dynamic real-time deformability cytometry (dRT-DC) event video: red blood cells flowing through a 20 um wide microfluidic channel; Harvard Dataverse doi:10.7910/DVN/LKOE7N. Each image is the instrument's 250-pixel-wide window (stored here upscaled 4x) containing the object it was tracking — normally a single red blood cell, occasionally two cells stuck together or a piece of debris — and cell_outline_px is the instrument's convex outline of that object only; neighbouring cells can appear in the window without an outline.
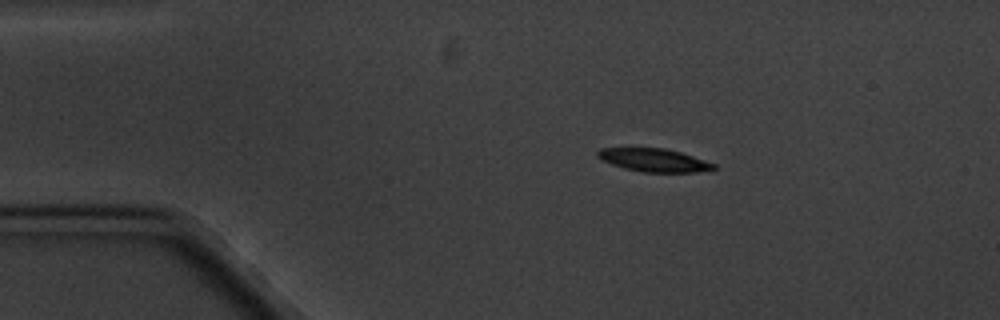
{"species": "common noctule bat (a hibernating species)", "species_latin": "Nyctalus noctula", "temperature_condition": "cold", "stored_images_in_passage": 7, "camera_frame_rate_fps": 3000, "um_per_image_px": 0.085, "animal": {"sex": "male", "body_mass_g": 20.1, "forearm_length_mm": 53.5}, "frame": {"image": 1, "passage_image": 3, "time_ms": 2.333, "image_size_px": [1000, 320], "cell_outline_px": [[716, 168], [696, 172], [644, 172], [624, 168], [600, 160], [596, 156], [596, 152], [600, 148], [664, 148], [680, 152], [716, 164]], "centroid_in_image_um": [55.54, 13.61], "position_along_channel_um": 29.5, "area_um2": 15.55}}
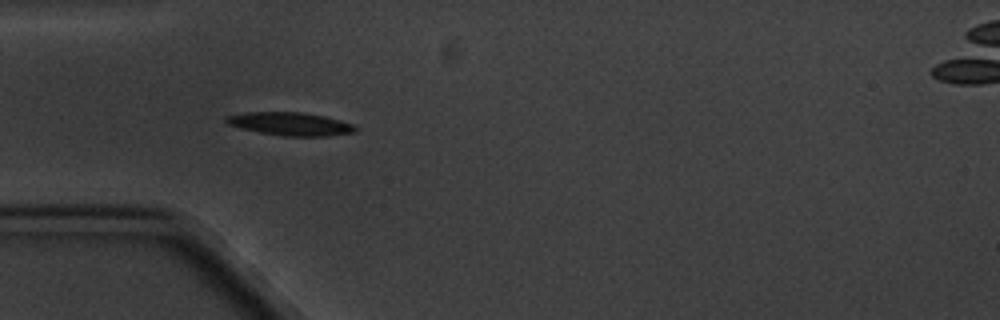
{"frame": {"image": 2, "passage_image": 5, "time_ms": 4.667, "image_size_px": [1000, 320], "cell_outline_px": [[356, 132], [328, 136], [284, 136], [260, 132], [240, 128], [228, 124], [224, 120], [224, 116], [244, 112], [300, 112], [324, 116], [352, 124], [356, 128]], "centroid_in_image_um": [24.63, 10.53], "position_along_channel_um": 60.4, "area_um2": 17.34}}